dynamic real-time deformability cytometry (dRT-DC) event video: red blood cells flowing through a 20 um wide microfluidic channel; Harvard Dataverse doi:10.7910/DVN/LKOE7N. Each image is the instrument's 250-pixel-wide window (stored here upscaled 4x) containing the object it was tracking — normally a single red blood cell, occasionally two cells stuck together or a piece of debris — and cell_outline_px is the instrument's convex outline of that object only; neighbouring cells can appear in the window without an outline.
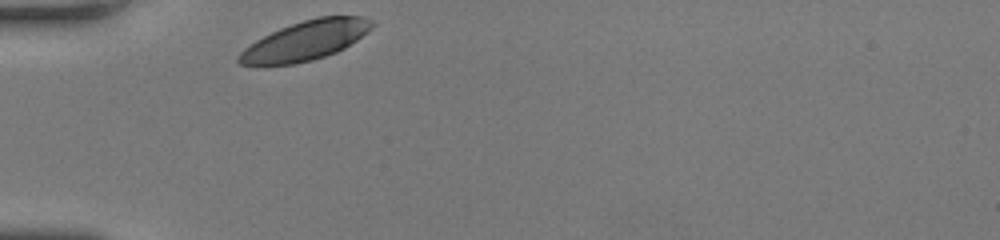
{"species": "human", "species_latin": "Homo sapiens", "temperature_condition": "room temperature", "stored_images_in_passage": 27, "camera_frame_rate_fps": 3000, "um_per_image_px": 0.085, "donor": {"sex": "female"}, "frame": {"image": 1, "passage_image": 1, "time_ms": 0.0, "image_size_px": [1000, 240], "cell_outline_px": [[376, 24], [368, 32], [344, 48], [336, 52], [312, 60], [296, 64], [256, 68], [240, 64], [236, 60], [236, 56], [244, 48], [256, 40], [280, 28], [304, 20], [320, 16], [364, 16], [372, 20]], "centroid_in_image_um": [25.91, 3.49], "position_along_channel_um": 59.1, "area_um2": 31.1}}
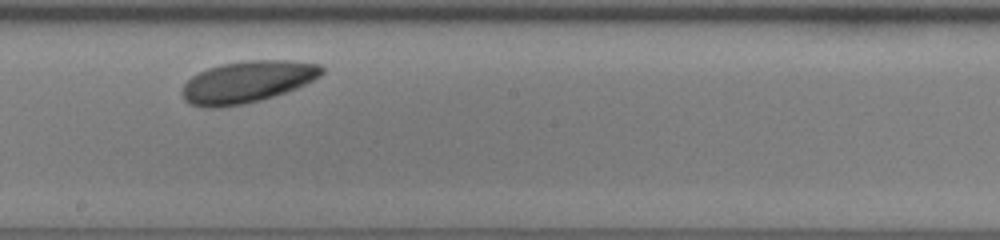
{"frame": {"image": 2, "passage_image": 15, "time_ms": 4.667, "image_size_px": [1000, 240], "cell_outline_px": [[324, 72], [320, 76], [296, 88], [276, 96], [244, 104], [220, 108], [200, 108], [188, 104], [184, 100], [180, 92], [184, 84], [192, 76], [208, 68], [220, 64], [244, 60], [292, 60], [320, 64], [324, 68]], "centroid_in_image_um": [20.98, 6.97], "position_along_channel_um": 227.2, "area_um2": 34.45}}
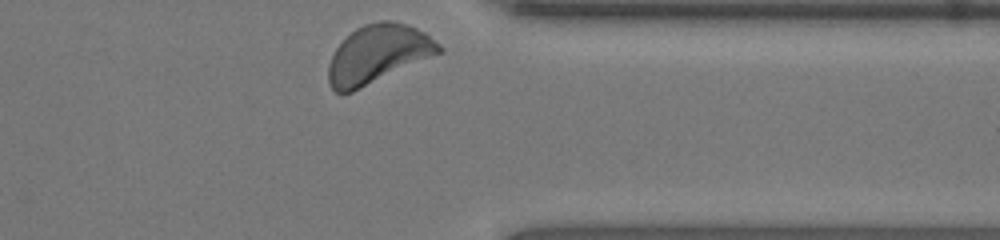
{"frame": {"image": 3, "passage_image": 27, "time_ms": 8.667, "image_size_px": [1000, 240], "cell_outline_px": [[444, 52], [352, 92], [336, 92], [328, 84], [328, 64], [336, 48], [356, 28], [364, 24], [380, 20], [388, 20], [408, 24], [424, 32], [440, 44], [444, 48]], "centroid_in_image_um": [32.16, 4.59], "position_along_channel_um": 379.2, "area_um2": 37.51}, "authors_computed_cell_mechanics": {"area_um2": 33.5818, "velocity_mm_per_s": 3.8437, "shape_relaxation_time_tau1_ms": 0.4782, "shape_relaxation_time_tau2_ms": null, "deformation_change_tau1": 0.0392, "deformation_change_tau2": null}}